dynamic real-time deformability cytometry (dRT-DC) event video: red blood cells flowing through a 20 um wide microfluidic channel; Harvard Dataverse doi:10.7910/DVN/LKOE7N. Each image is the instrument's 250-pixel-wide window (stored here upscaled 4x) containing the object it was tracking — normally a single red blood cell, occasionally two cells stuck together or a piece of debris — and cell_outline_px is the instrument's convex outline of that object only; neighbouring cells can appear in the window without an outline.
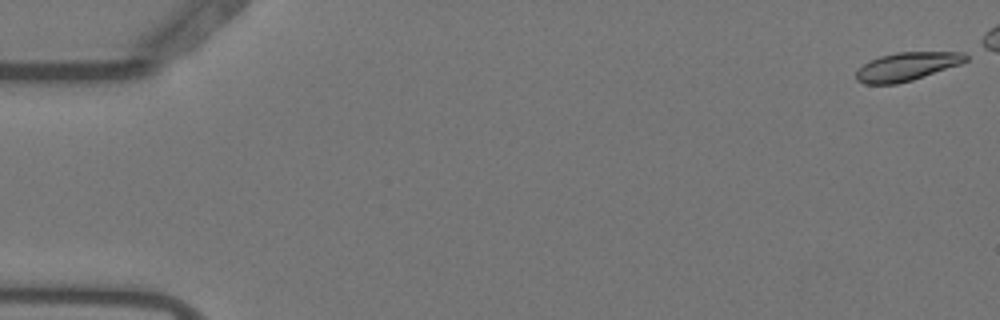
{"species": "Egyptian fruit bat (a non-hibernating species)", "species_latin": "Rousettus aegyptiacus", "temperature_condition": "warm", "stored_images_in_passage": 8, "camera_frame_rate_fps": 3000, "um_per_image_px": 0.085, "animal": {"sex": "female"}, "frame": {"image": 1, "passage_image": 1, "time_ms": 0.0, "image_size_px": [1000, 320], "cell_outline_px": [[968, 60], [960, 64], [912, 80], [896, 84], [864, 84], [856, 80], [856, 72], [864, 64], [880, 56], [896, 52], [964, 52], [968, 56]], "centroid_in_image_um": [77.09, 5.65], "position_along_channel_um": 7.9, "area_um2": 17.98}}